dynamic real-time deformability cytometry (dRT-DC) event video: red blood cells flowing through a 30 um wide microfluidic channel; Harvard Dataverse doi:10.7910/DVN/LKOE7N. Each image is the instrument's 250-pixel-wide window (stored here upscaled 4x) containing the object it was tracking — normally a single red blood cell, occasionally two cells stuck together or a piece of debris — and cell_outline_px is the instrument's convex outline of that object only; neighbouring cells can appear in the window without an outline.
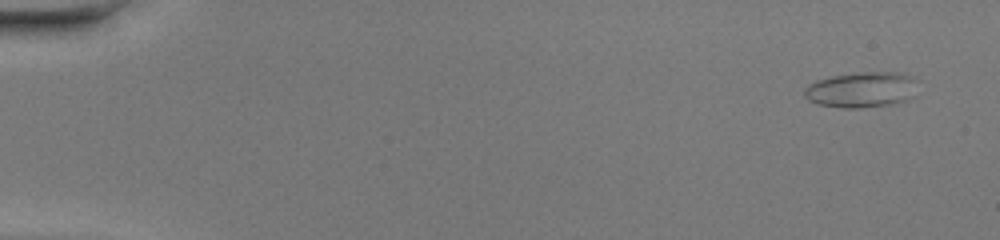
{"species": "common noctule bat (a hibernating species)", "species_latin": "Nyctalus noctula", "temperature_condition": "warm", "stored_images_in_passage": 49, "camera_frame_rate_fps": 3000, "um_per_image_px": 0.085, "animal": {"sex": "female", "body_mass_g": 20.0, "forearm_length_mm": 54.0}, "frame": {"image": 1, "passage_image": 3, "time_ms": 0.667, "image_size_px": [1000, 240], "cell_outline_px": [[920, 80], [912, 96], [904, 100], [892, 104], [860, 108], [840, 108], [816, 104], [808, 100], [804, 96], [804, 88], [808, 84], [816, 80], [832, 76], [856, 72], [904, 72], [916, 76]], "centroid_in_image_um": [73.26, 7.61], "position_along_channel_um": 11.7, "area_um2": 24.1}}
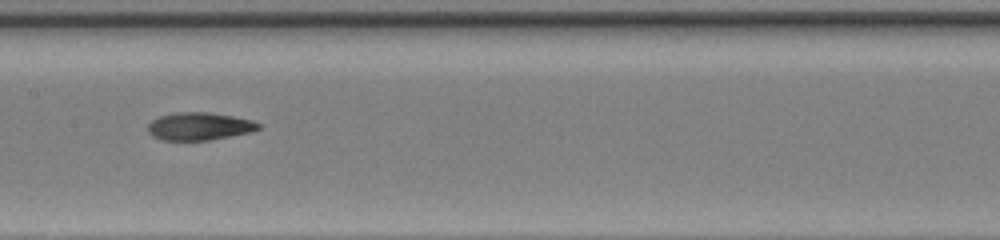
{"frame": {"image": 2, "passage_image": 26, "time_ms": 8.333, "image_size_px": [1000, 240], "cell_outline_px": [[260, 128], [248, 132], [208, 140], [160, 140], [152, 136], [148, 132], [148, 124], [152, 120], [160, 116], [176, 112], [208, 112], [232, 116], [252, 120], [260, 124]], "centroid_in_image_um": [16.89, 10.73], "position_along_channel_um": 190.5, "area_um2": 17.69}}
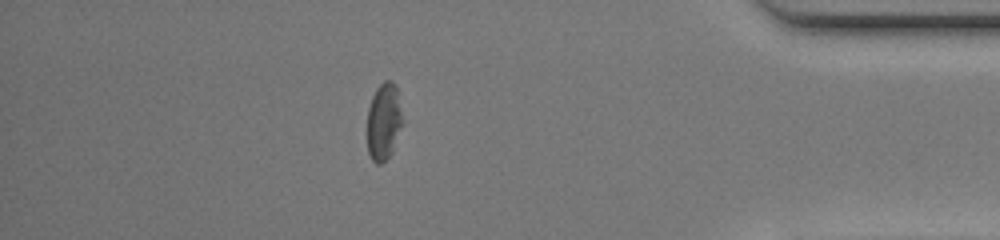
{"frame": {"image": 3, "passage_image": 43, "time_ms": 14.0, "image_size_px": [1000, 240], "cell_outline_px": [[404, 124], [392, 152], [380, 164], [376, 164], [372, 160], [368, 152], [368, 108], [372, 96], [376, 88], [384, 80], [392, 80], [396, 84], [404, 120]], "centroid_in_image_um": [32.66, 10.3], "position_along_channel_um": 402.5, "area_um2": 16.24}, "authors_computed_cell_mechanics": {"area_um2": 18.6694, "velocity_mm_per_s": 4.3283, "shape_relaxation_time_tau1_ms": 6.2536, "shape_relaxation_time_tau2_ms": 4.9229, "deformation_change_tau1": 0.1764, "deformation_change_tau2": 0.1506}}